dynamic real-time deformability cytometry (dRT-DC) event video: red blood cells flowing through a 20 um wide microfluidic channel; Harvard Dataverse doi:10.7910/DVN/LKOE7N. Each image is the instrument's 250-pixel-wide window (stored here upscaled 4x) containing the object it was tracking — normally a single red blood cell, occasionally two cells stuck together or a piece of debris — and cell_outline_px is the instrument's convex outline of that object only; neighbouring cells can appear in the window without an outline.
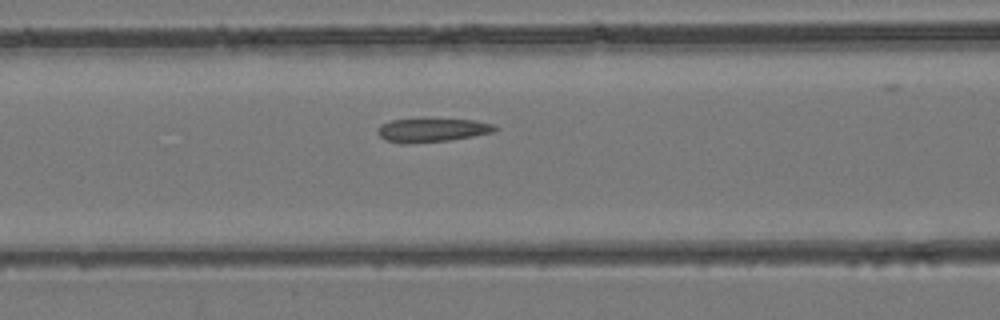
{"species": "common noctule bat (a hibernating species)", "species_latin": "Nyctalus noctula", "temperature_condition": "room temperature", "stored_images_in_passage": 39, "camera_frame_rate_fps": 3000, "um_per_image_px": 0.085, "animal": {"sex": "female", "body_mass_g": 24.6, "forearm_length_mm": 56.2}, "frame": {"image": 1, "passage_image": 17, "time_ms": 5.333, "image_size_px": [1000, 320], "cell_outline_px": [[500, 128], [492, 132], [472, 136], [448, 140], [408, 144], [404, 144], [384, 140], [376, 132], [380, 124], [392, 120], [420, 116], [424, 116], [476, 120], [492, 124]], "centroid_in_image_um": [36.68, 11.0], "position_along_channel_um": 129.9, "area_um2": 17.17}}
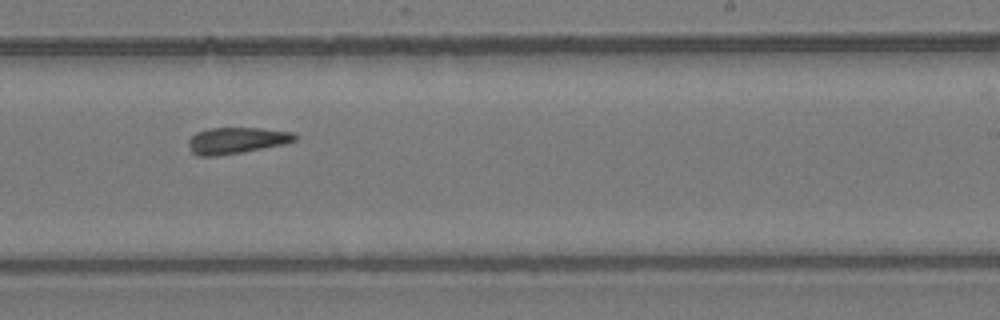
{"frame": {"image": 2, "passage_image": 26, "time_ms": 8.333, "image_size_px": [1000, 320], "cell_outline_px": [[296, 140], [284, 144], [240, 152], [216, 156], [196, 156], [192, 152], [188, 144], [188, 140], [196, 132], [208, 128], [260, 128], [292, 132], [296, 136]], "centroid_in_image_um": [20.06, 11.93], "position_along_channel_um": 268.9, "area_um2": 16.18}}
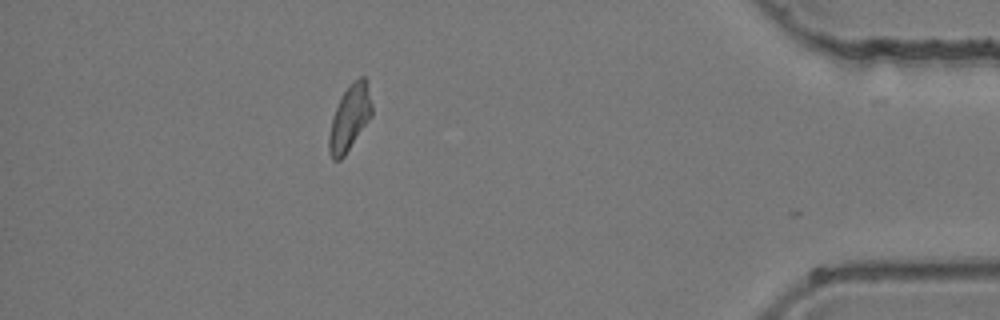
{"frame": {"image": 3, "passage_image": 38, "time_ms": 12.333, "image_size_px": [1000, 320], "cell_outline_px": [[372, 116], [344, 156], [340, 160], [332, 160], [328, 152], [328, 136], [332, 116], [344, 92], [352, 80], [360, 76], [364, 76], [368, 80], [372, 104]], "centroid_in_image_um": [29.73, 10.0], "position_along_channel_um": 405.5, "area_um2": 16.59}}